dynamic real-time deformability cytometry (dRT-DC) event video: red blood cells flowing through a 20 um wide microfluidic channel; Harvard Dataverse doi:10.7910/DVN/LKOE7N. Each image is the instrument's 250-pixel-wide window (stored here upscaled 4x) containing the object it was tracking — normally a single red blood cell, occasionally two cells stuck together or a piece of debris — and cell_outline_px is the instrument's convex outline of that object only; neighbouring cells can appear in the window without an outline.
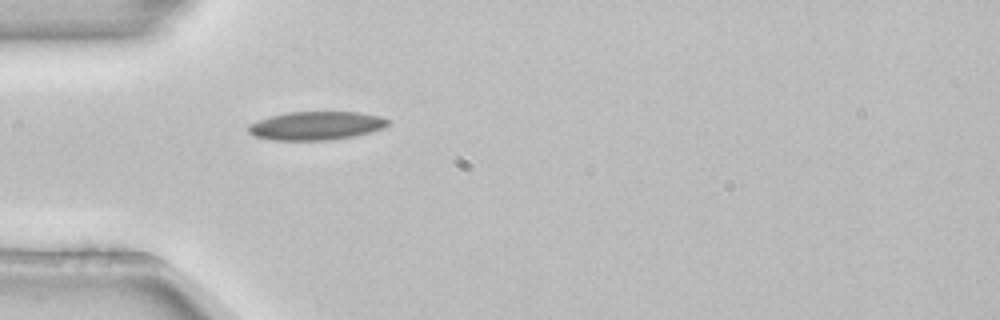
{"species": "common noctule bat (a hibernating species)", "species_latin": "Nyctalus noctula", "temperature_condition": "room temperature", "stored_images_in_passage": 3, "camera_frame_rate_fps": 3000, "um_per_image_px": 0.085, "animal": {"sex": "female", "body_mass_g": 22.7, "forearm_length_mm": 54.2}, "frame": {"image": 1, "passage_image": 3, "time_ms": 0.667, "image_size_px": [1000, 320], "cell_outline_px": [[392, 120], [384, 128], [356, 136], [328, 140], [272, 140], [252, 136], [248, 132], [248, 124], [272, 116], [288, 112], [360, 112], [380, 116]], "centroid_in_image_um": [26.9, 10.69], "position_along_channel_um": 58.1, "area_um2": 23.29}}